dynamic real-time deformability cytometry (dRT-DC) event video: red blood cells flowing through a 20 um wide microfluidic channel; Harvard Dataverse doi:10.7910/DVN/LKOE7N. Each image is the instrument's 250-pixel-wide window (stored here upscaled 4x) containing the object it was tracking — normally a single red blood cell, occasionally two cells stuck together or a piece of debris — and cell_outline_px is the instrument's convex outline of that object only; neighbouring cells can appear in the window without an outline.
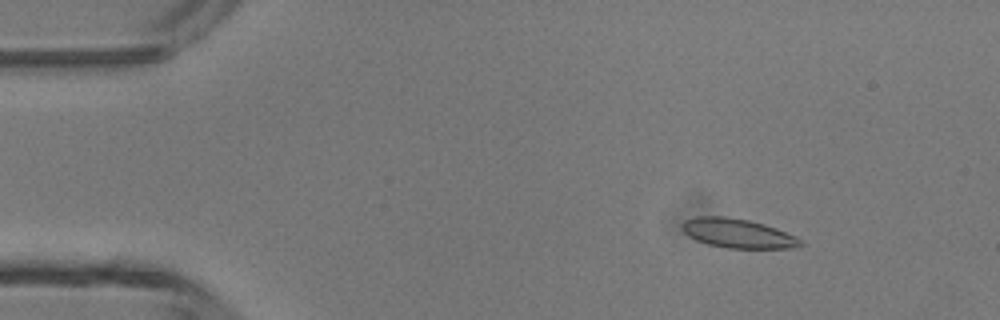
{"species": "common noctule bat (a hibernating species)", "species_latin": "Nyctalus noctula", "temperature_condition": "room temperature", "stored_images_in_passage": 47, "camera_frame_rate_fps": 3000, "um_per_image_px": 0.085, "animal": {"sex": "male", "body_mass_g": 13.3}, "frame": {"image": 1, "passage_image": 7, "time_ms": 2.0, "image_size_px": [1000, 320], "cell_outline_px": [[804, 244], [792, 248], [728, 248], [708, 244], [696, 240], [688, 236], [684, 232], [684, 220], [696, 216], [724, 216], [748, 220], [764, 224], [776, 228], [796, 236]], "centroid_in_image_um": [62.72, 19.83], "position_along_channel_um": 22.3, "area_um2": 20.0}}
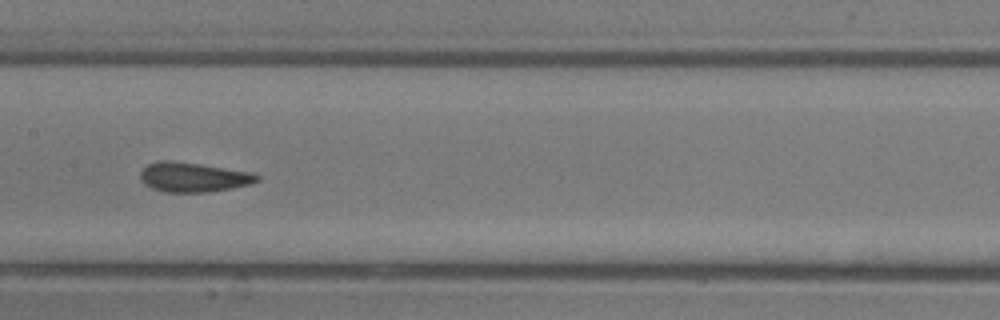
{"frame": {"image": 2, "passage_image": 24, "time_ms": 7.667, "image_size_px": [1000, 320], "cell_outline_px": [[260, 180], [252, 184], [232, 188], [208, 192], [164, 192], [152, 188], [144, 184], [140, 180], [140, 172], [148, 164], [160, 160], [172, 160], [200, 164], [252, 172], [260, 176]], "centroid_in_image_um": [16.44, 15.06], "position_along_channel_um": 191.0, "area_um2": 20.29}}
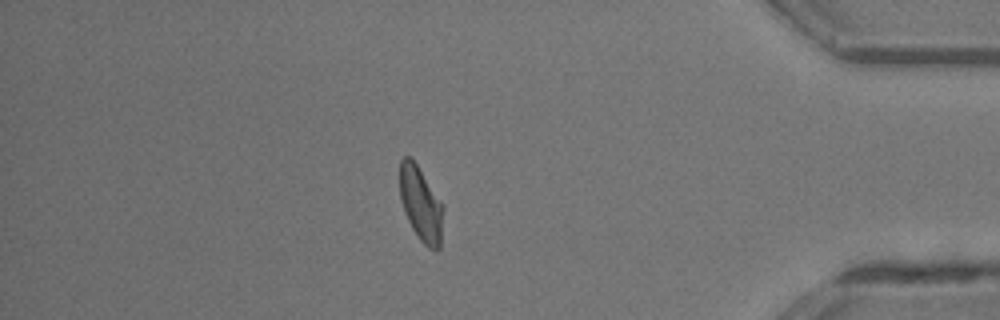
{"frame": {"image": 3, "passage_image": 41, "time_ms": 13.333, "image_size_px": [1000, 320], "cell_outline_px": [[444, 208], [440, 248], [428, 248], [420, 240], [412, 228], [408, 220], [400, 196], [400, 160], [404, 156], [412, 156], [444, 204]], "centroid_in_image_um": [35.79, 17.29], "position_along_channel_um": 399.4, "area_um2": 19.02}, "authors_computed_cell_mechanics": {"area_um2": 19.4208, "velocity_mm_per_s": 4.3888, "shape_relaxation_time_tau1_ms": 3.4096, "shape_relaxation_time_tau2_ms": 0.9019, "deformation_change_tau1": 0.1277, "deformation_change_tau2": 0.0981}}